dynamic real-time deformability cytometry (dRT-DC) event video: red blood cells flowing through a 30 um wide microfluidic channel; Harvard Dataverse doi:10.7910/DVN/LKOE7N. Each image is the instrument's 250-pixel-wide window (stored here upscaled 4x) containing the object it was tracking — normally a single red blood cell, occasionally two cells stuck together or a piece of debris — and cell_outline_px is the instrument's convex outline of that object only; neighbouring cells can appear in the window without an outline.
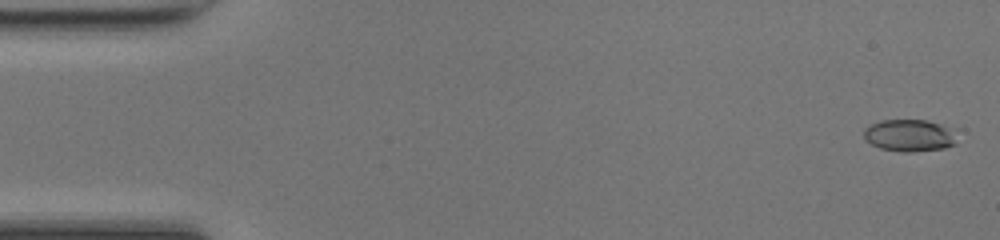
{"species": "common noctule bat (a hibernating species)", "species_latin": "Nyctalus noctula", "temperature_condition": "room temperature", "stored_images_in_passage": 48, "camera_frame_rate_fps": 3000, "um_per_image_px": 0.085, "animal": {"sex": "female", "body_mass_g": 17.0, "forearm_length_mm": 48.0}, "frame": {"image": 1, "passage_image": 1, "time_ms": 0.0, "image_size_px": [1000, 240], "cell_outline_px": [[956, 144], [944, 148], [912, 152], [904, 152], [880, 148], [864, 140], [864, 128], [880, 120], [928, 120], [956, 128]], "centroid_in_image_um": [77.36, 11.5], "position_along_channel_um": 7.6, "area_um2": 17.74}}
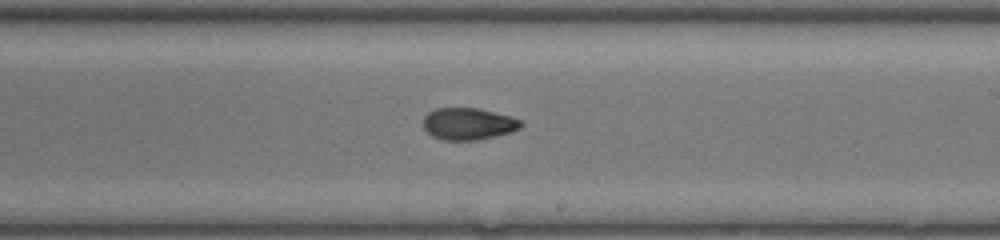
{"frame": {"image": 2, "passage_image": 28, "time_ms": 9.0, "image_size_px": [1000, 240], "cell_outline_px": [[524, 124], [520, 128], [512, 132], [476, 140], [444, 140], [432, 136], [424, 128], [424, 116], [428, 112], [436, 108], [480, 108], [512, 116], [520, 120]], "centroid_in_image_um": [39.83, 10.51], "position_along_channel_um": 249.2, "area_um2": 18.26}}
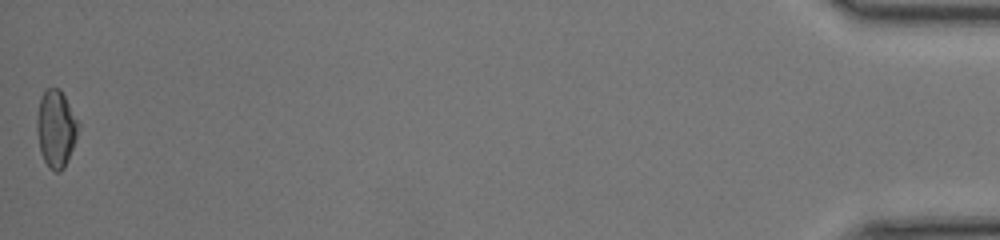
{"frame": {"image": 3, "passage_image": 48, "time_ms": 15.667, "image_size_px": [1000, 240], "cell_outline_px": [[80, 128], [76, 140], [68, 160], [64, 168], [60, 172], [56, 172], [48, 168], [40, 152], [36, 132], [36, 116], [40, 96], [48, 88], [60, 88], [80, 124]], "centroid_in_image_um": [4.75, 10.95], "position_along_channel_um": 430.4, "area_um2": 19.02}, "authors_computed_cell_mechanics": {"area_um2": 18.3226, "velocity_mm_per_s": 4.3106, "shape_relaxation_time_tau1_ms": 10.0263, "shape_relaxation_time_tau2_ms": 1.65, "deformation_change_tau1": 0.2352, "deformation_change_tau2": 0.0614}}